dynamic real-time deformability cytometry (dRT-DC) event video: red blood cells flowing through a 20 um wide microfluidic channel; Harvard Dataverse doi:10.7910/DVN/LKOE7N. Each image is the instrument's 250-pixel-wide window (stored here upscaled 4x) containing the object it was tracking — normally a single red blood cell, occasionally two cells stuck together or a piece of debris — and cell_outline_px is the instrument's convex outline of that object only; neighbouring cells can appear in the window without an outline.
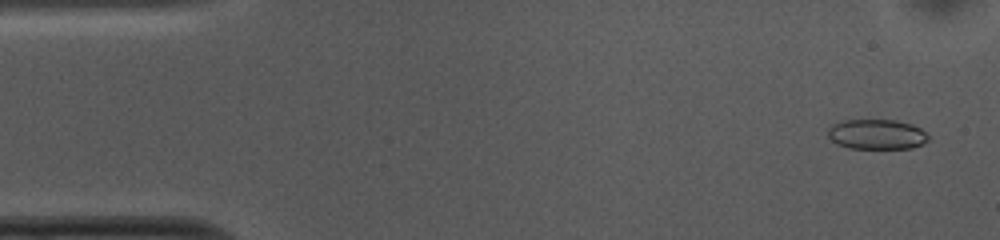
{"species": "common noctule bat (a hibernating species)", "species_latin": "Nyctalus noctula", "temperature_condition": "cold", "stored_images_in_passage": 14, "camera_frame_rate_fps": 3000, "um_per_image_px": 0.085, "animal": {"sex": "female", "body_mass_g": 10.0, "forearm_length_mm": 53.1}, "frame": {"image": 1, "passage_image": 3, "time_ms": 0.667, "image_size_px": [1000, 240], "cell_outline_px": [[928, 140], [924, 144], [912, 148], [848, 148], [832, 140], [828, 136], [828, 124], [844, 120], [896, 120], [912, 124], [920, 128], [928, 136]], "centroid_in_image_um": [74.51, 11.41], "position_along_channel_um": 10.5, "area_um2": 17.63}}